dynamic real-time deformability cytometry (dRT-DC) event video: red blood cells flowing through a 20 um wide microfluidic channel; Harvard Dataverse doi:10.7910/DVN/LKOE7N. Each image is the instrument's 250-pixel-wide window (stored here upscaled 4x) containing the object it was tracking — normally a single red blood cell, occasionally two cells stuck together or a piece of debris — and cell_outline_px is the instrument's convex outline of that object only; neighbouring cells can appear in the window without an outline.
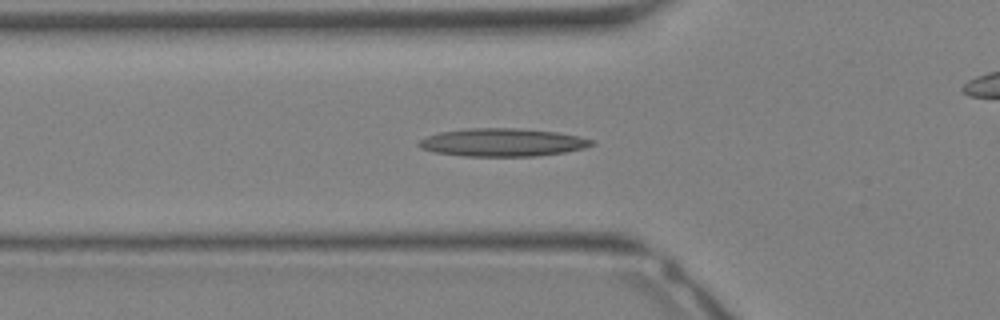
{"species": "Egyptian fruit bat (a non-hibernating species)", "species_latin": "Rousettus aegyptiacus", "temperature_condition": "warm", "stored_images_in_passage": 24, "camera_frame_rate_fps": 3000, "um_per_image_px": 0.085, "animal": {"sex": "female"}, "frame": {"image": 1, "passage_image": 6, "time_ms": 1.667, "image_size_px": [1000, 320], "cell_outline_px": [[596, 144], [584, 148], [564, 152], [536, 156], [464, 156], [432, 152], [420, 148], [416, 144], [420, 140], [428, 136], [440, 132], [468, 128], [516, 128], [556, 132], [580, 136], [596, 140]], "centroid_in_image_um": [42.73, 12.1], "position_along_channel_um": 83.1, "area_um2": 28.32}}
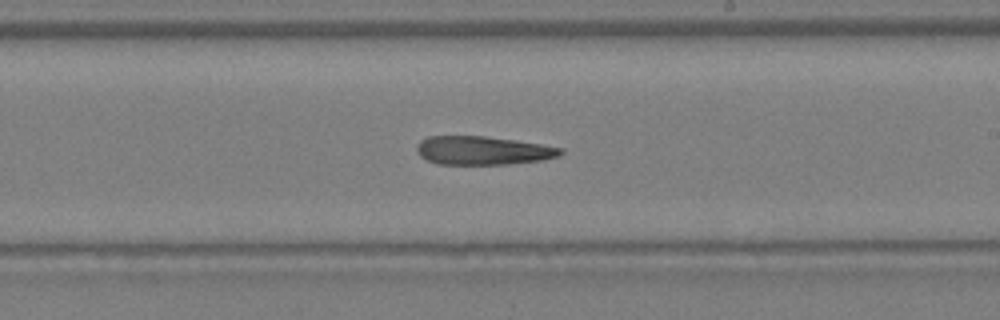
{"frame": {"image": 2, "passage_image": 14, "time_ms": 4.333, "image_size_px": [1000, 320], "cell_outline_px": [[564, 152], [560, 156], [540, 160], [508, 164], [436, 164], [420, 156], [416, 152], [416, 144], [420, 140], [428, 136], [484, 136], [540, 144], [564, 148]], "centroid_in_image_um": [41.01, 12.79], "position_along_channel_um": 248.0, "area_um2": 23.93}}
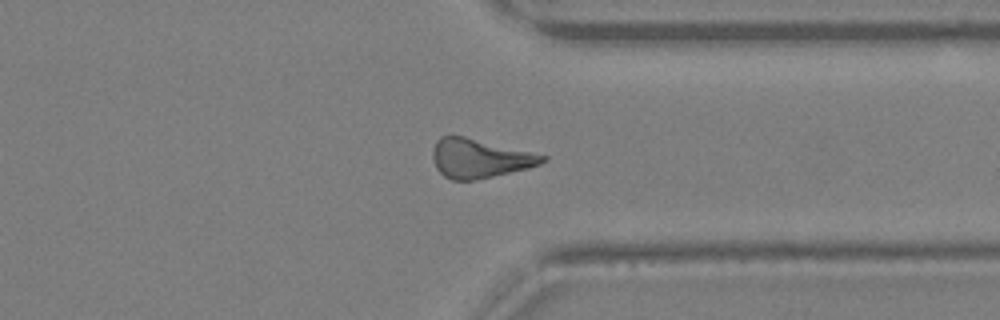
{"frame": {"image": 3, "passage_image": 20, "time_ms": 6.333, "image_size_px": [1000, 320], "cell_outline_px": [[548, 160], [540, 164], [528, 168], [492, 176], [472, 180], [452, 180], [444, 176], [436, 168], [432, 160], [432, 148], [436, 140], [440, 136], [464, 136], [532, 152], [548, 156]], "centroid_in_image_um": [40.74, 13.45], "position_along_channel_um": 370.7, "area_um2": 24.91}}